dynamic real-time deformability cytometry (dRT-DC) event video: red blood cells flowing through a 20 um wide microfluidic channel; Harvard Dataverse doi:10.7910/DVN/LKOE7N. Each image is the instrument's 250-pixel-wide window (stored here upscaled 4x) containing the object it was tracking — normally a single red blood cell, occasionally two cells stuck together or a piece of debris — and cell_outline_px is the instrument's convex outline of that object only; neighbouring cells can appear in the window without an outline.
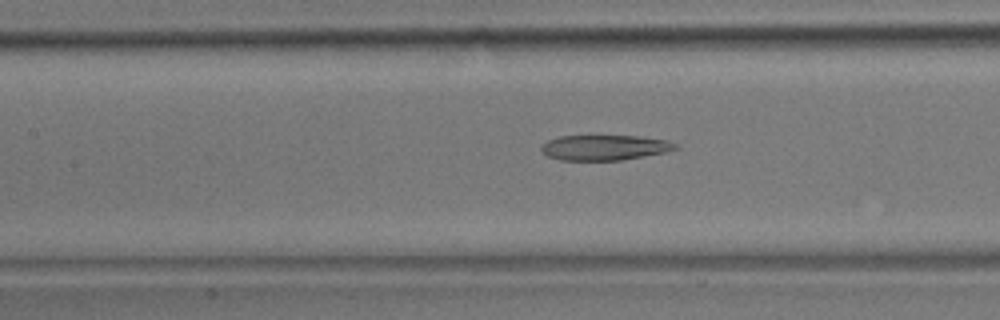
{"species": "common noctule bat (a hibernating species)", "species_latin": "Nyctalus noctula", "temperature_condition": "room temperature", "stored_images_in_passage": 50, "camera_frame_rate_fps": 3000, "um_per_image_px": 0.085, "animal": {"sex": "male", "body_mass_g": 17.9}, "frame": {"image": 1, "passage_image": 22, "time_ms": 7.0, "image_size_px": [1000, 320], "cell_outline_px": [[680, 148], [664, 152], [620, 160], [560, 160], [548, 156], [540, 148], [548, 140], [560, 136], [588, 132], [640, 136], [668, 140], [676, 144]], "centroid_in_image_um": [51.37, 12.47], "position_along_channel_um": 156.0, "area_um2": 20.69}}
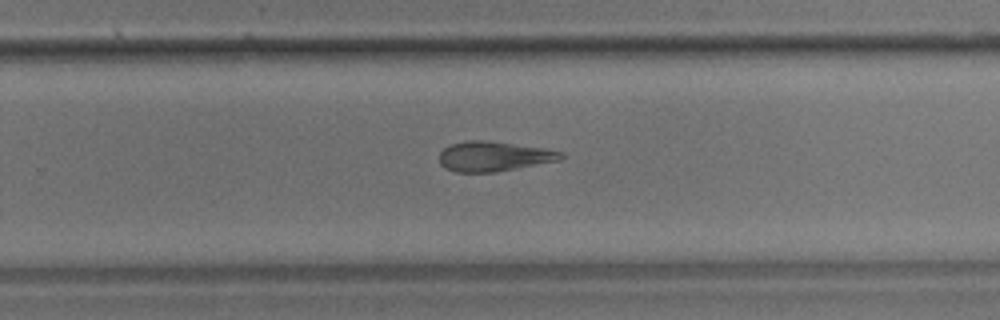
{"frame": {"image": 2, "passage_image": 32, "time_ms": 10.333, "image_size_px": [1000, 320], "cell_outline_px": [[564, 160], [496, 172], [456, 172], [444, 168], [440, 164], [440, 152], [444, 148], [452, 144], [468, 140], [488, 140], [540, 148], [564, 152]], "centroid_in_image_um": [42.0, 13.3], "position_along_channel_um": 287.8, "area_um2": 21.27}}
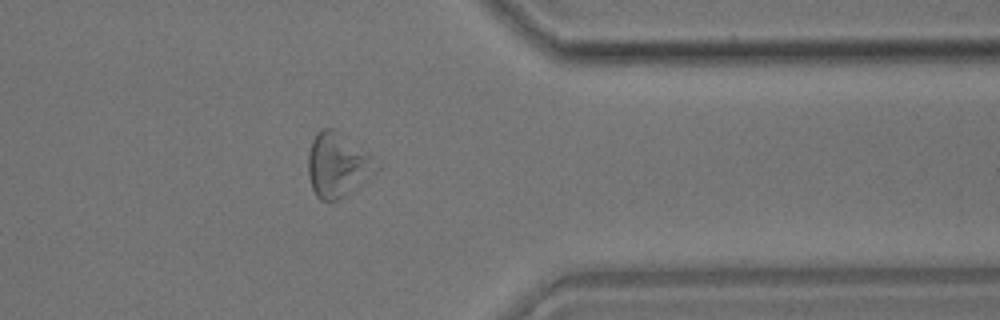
{"frame": {"image": 3, "passage_image": 40, "time_ms": 13.0, "image_size_px": [1000, 320], "cell_outline_px": [[380, 168], [368, 180], [344, 196], [336, 200], [320, 200], [316, 196], [312, 188], [308, 176], [308, 156], [312, 140], [316, 132], [320, 128], [332, 128], [340, 132], [368, 152], [380, 164]], "centroid_in_image_um": [28.71, 14.01], "position_along_channel_um": 382.7, "area_um2": 25.78}}